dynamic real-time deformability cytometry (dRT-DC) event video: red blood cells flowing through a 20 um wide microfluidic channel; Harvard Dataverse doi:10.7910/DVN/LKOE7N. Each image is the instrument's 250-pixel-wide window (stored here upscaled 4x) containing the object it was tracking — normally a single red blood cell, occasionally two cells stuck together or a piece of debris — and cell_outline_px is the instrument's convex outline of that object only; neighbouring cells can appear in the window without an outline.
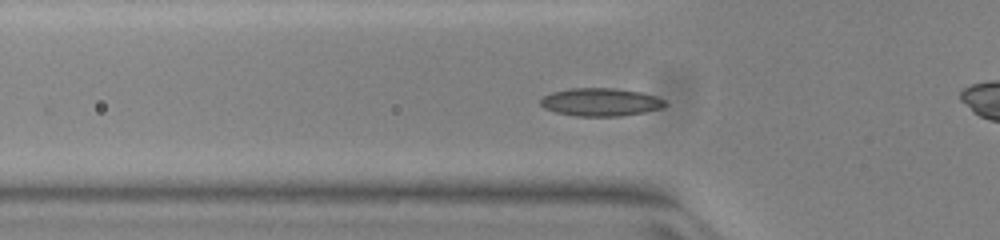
{"species": "common noctule bat (a hibernating species)", "species_latin": "Nyctalus noctula", "temperature_condition": "warm", "stored_images_in_passage": 45, "camera_frame_rate_fps": 3000, "um_per_image_px": 0.085, "animal": {"sex": "female", "body_mass_g": 23.0, "forearm_length_mm": 53.4}, "frame": {"image": 1, "passage_image": 10, "time_ms": 3.0, "image_size_px": [1000, 240], "cell_outline_px": [[668, 104], [660, 108], [644, 112], [620, 116], [576, 116], [556, 112], [544, 108], [540, 104], [540, 100], [544, 96], [552, 92], [568, 88], [612, 88], [640, 92], [656, 96], [664, 100]], "centroid_in_image_um": [51.03, 8.67], "position_along_channel_um": 74.8, "area_um2": 20.23}}
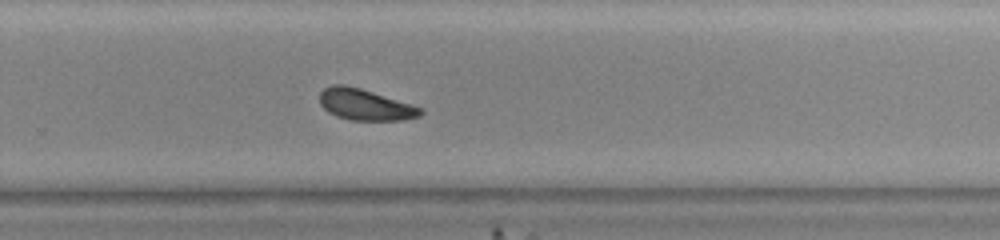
{"frame": {"image": 2, "passage_image": 27, "time_ms": 8.667, "image_size_px": [1000, 240], "cell_outline_px": [[424, 112], [420, 116], [404, 120], [352, 120], [336, 116], [328, 112], [320, 104], [320, 92], [324, 88], [332, 84], [344, 84], [360, 88], [424, 108]], "centroid_in_image_um": [31.04, 8.89], "position_along_channel_um": 298.8, "area_um2": 18.38}}
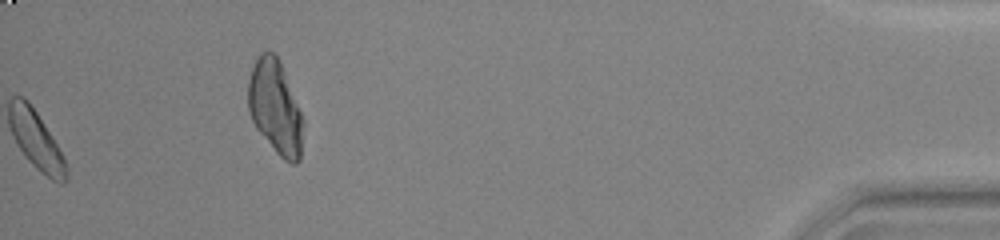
{"frame": {"image": 3, "passage_image": 45, "time_ms": 14.667, "image_size_px": [1000, 240], "cell_outline_px": [[304, 124], [300, 160], [296, 164], [292, 164], [284, 160], [276, 152], [256, 128], [248, 112], [248, 80], [252, 68], [260, 52], [272, 52], [280, 60], [304, 120]], "centroid_in_image_um": [23.41, 9.14], "position_along_channel_um": 411.8, "area_um2": 30.11}}